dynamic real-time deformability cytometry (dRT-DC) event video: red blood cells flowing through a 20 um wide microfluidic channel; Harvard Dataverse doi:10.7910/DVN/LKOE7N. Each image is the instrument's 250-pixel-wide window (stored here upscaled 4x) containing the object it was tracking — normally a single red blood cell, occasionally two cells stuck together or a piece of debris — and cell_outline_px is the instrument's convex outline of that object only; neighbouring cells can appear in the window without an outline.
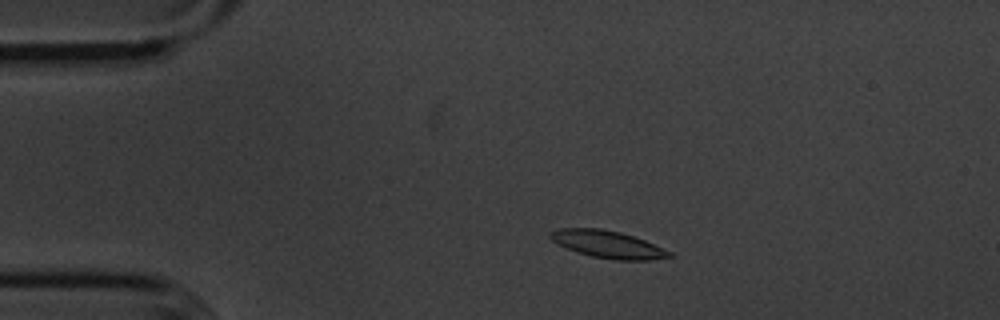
{"species": "common noctule bat (a hibernating species)", "species_latin": "Nyctalus noctula", "temperature_condition": "cold", "stored_images_in_passage": 46, "camera_frame_rate_fps": 3000, "um_per_image_px": 0.085, "animal": {"sex": "male", "body_mass_g": 20.1, "forearm_length_mm": 53.5}, "frame": {"image": 1, "passage_image": 1, "time_ms": 0.0, "image_size_px": [1000, 320], "cell_outline_px": [[676, 256], [652, 260], [616, 260], [592, 256], [576, 252], [552, 240], [548, 236], [548, 232], [560, 228], [600, 228], [620, 232], [644, 240], [672, 252]], "centroid_in_image_um": [51.68, 20.77], "position_along_channel_um": 33.3, "area_um2": 18.9}}
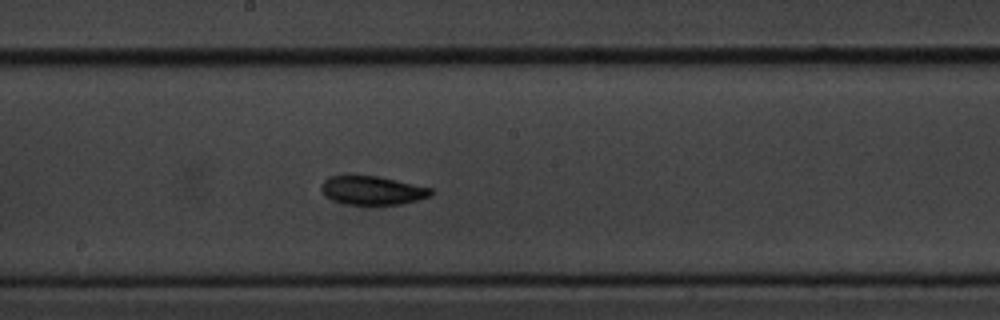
{"frame": {"image": 2, "passage_image": 20, "time_ms": 6.333, "image_size_px": [1000, 320], "cell_outline_px": [[432, 196], [400, 204], [344, 204], [332, 200], [320, 188], [320, 184], [328, 176], [376, 176], [396, 180], [432, 188]], "centroid_in_image_um": [31.64, 16.18], "position_along_channel_um": 216.6, "area_um2": 18.09}}
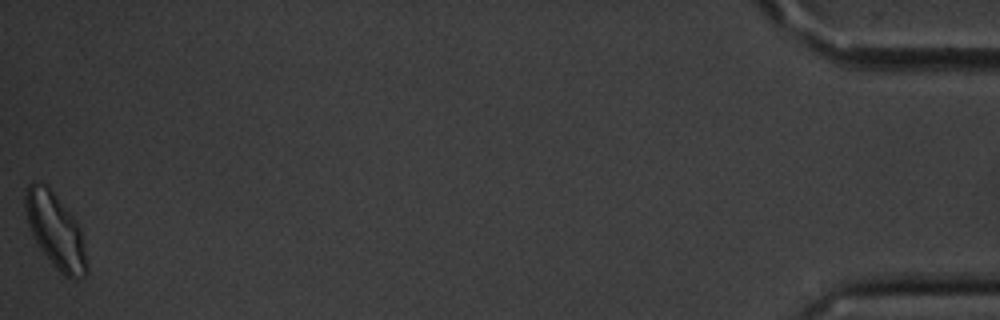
{"frame": {"image": 3, "passage_image": 46, "time_ms": 15.0, "image_size_px": [1000, 320], "cell_outline_px": [[88, 272], [84, 276], [76, 280], [72, 280], [64, 276], [56, 268], [40, 248], [32, 236], [28, 224], [24, 208], [24, 188], [32, 180], [48, 184], [76, 220], [80, 228], [84, 244], [88, 264]], "centroid_in_image_um": [4.7, 19.58], "position_along_channel_um": 430.5, "area_um2": 27.4}, "authors_computed_cell_mechanics": {"area_um2": 18.3226, "velocity_mm_per_s": 3.5579, "shape_relaxation_time_tau1_ms": 2.9477, "shape_relaxation_time_tau2_ms": 5.0127, "deformation_change_tau1": 0.1045, "deformation_change_tau2": 0.0882}}